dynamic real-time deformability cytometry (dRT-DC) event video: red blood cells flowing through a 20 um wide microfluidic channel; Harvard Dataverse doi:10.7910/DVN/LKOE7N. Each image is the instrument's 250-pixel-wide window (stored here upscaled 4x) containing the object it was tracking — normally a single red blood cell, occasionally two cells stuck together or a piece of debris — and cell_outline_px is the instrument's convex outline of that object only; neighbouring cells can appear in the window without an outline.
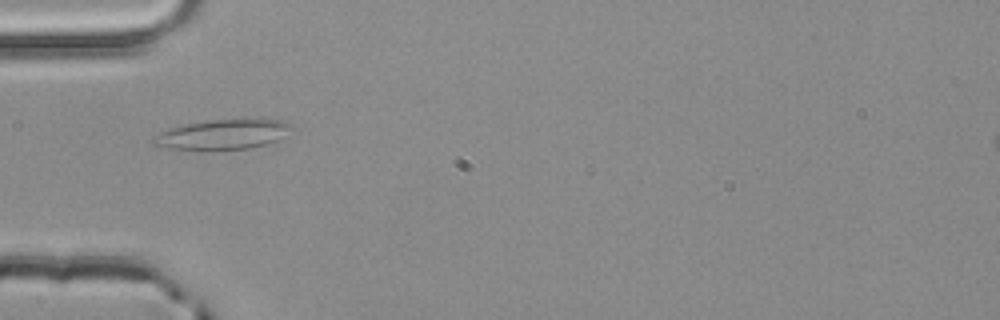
{"species": "common noctule bat (a hibernating species)", "species_latin": "Nyctalus noctula", "temperature_condition": "room temperature", "stored_images_in_passage": 4, "camera_frame_rate_fps": 3000, "um_per_image_px": 0.085, "animal": {"sex": "male", "body_mass_g": 20.4}, "frame": {"image": 1, "passage_image": 4, "time_ms": 1.0, "image_size_px": [1000, 320], "cell_outline_px": [[296, 128], [276, 140], [252, 148], [212, 152], [168, 148], [152, 144], [152, 140], [160, 132], [168, 128], [208, 120], [260, 116], [284, 120], [292, 124]], "centroid_in_image_um": [19.03, 11.41], "position_along_channel_um": 66.0, "area_um2": 25.55}}